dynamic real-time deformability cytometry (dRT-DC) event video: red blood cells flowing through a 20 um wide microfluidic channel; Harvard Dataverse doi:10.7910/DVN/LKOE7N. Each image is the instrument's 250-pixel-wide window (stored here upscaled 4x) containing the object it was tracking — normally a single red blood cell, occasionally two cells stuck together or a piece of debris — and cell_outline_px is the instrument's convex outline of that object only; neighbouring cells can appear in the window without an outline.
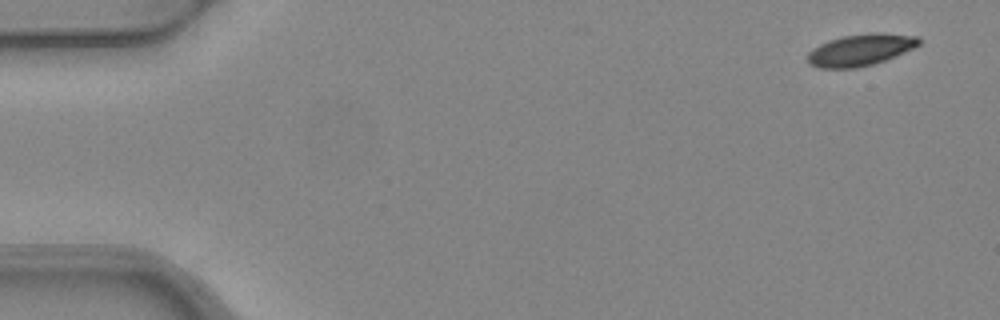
{"species": "common noctule bat (a hibernating species)", "species_latin": "Nyctalus noctula", "temperature_condition": "warm", "stored_images_in_passage": 4, "camera_frame_rate_fps": 3000, "um_per_image_px": 0.085, "animal": {"sex": "female", "body_mass_g": 24.6, "forearm_length_mm": 56.2}, "frame": {"image": 1, "passage_image": 1, "time_ms": 0.0, "image_size_px": [1000, 320], "cell_outline_px": [[920, 44], [896, 56], [872, 64], [856, 68], [820, 68], [808, 64], [808, 52], [812, 48], [828, 40], [844, 36], [872, 32], [880, 32], [920, 36]], "centroid_in_image_um": [73.14, 4.23], "position_along_channel_um": 11.9, "area_um2": 20.63}}
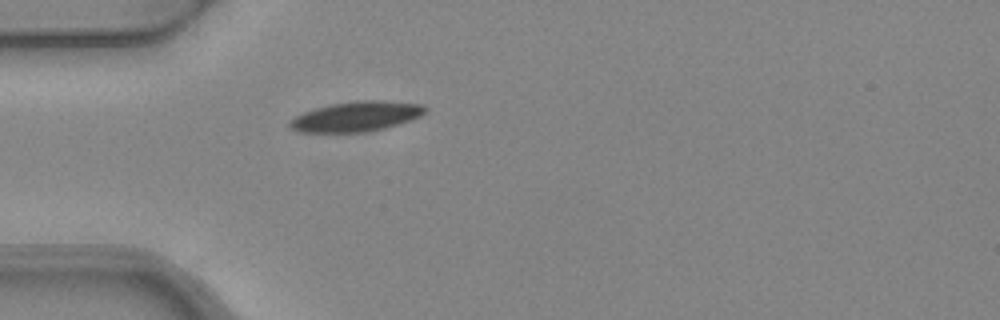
{"frame": {"image": 2, "passage_image": 4, "time_ms": 1.0, "image_size_px": [1000, 320], "cell_outline_px": [[428, 108], [420, 116], [412, 120], [400, 124], [384, 128], [364, 132], [296, 132], [288, 124], [288, 120], [304, 112], [316, 108], [332, 104], [360, 100], [384, 100], [424, 104]], "centroid_in_image_um": [30.31, 9.9], "position_along_channel_um": 54.7, "area_um2": 23.76}}